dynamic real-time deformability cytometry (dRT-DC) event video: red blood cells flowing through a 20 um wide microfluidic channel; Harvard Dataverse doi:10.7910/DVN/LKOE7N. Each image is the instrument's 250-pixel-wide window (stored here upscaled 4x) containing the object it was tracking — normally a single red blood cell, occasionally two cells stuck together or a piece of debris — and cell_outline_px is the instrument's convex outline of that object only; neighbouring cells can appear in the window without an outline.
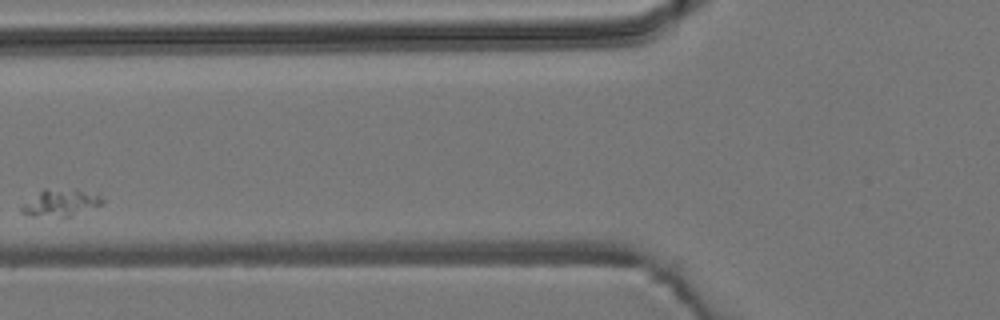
{"species": "common noctule bat (a hibernating species)", "species_latin": "Nyctalus noctula", "temperature_condition": "room temperature", "stored_images_in_passage": 13, "segment_of_instrument_passage": [2, 2], "camera_frame_rate_fps": 3000, "um_per_image_px": 0.085, "animal": {"sex": "male", "body_mass_g": 19.2, "forearm_length_mm": 51.8}, "frame": {"image": 1, "passage_image": 7, "time_ms": 7.0, "image_size_px": [1000, 320], "cell_outline_px": [[104, 200], [100, 204], [72, 216], [32, 216], [20, 212], [20, 208], [24, 204], [44, 188], [76, 188], [100, 196]], "centroid_in_image_um": [5.14, 17.21], "position_along_channel_um": 120.7, "area_um2": 12.54}}
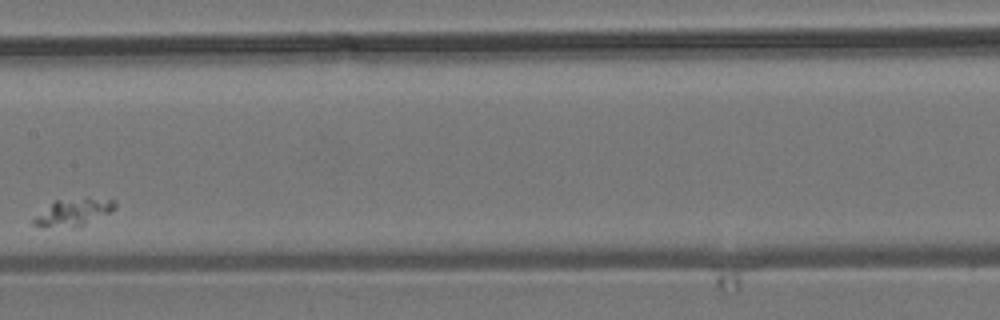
{"frame": {"image": 2, "passage_image": 9, "time_ms": 9.333, "image_size_px": [1000, 320], "cell_outline_px": [[116, 204], [112, 212], [76, 228], [44, 228], [32, 224], [32, 220], [36, 216], [56, 200], [84, 196], [116, 200]], "centroid_in_image_um": [6.27, 18.04], "position_along_channel_um": 201.1, "area_um2": 13.35}}
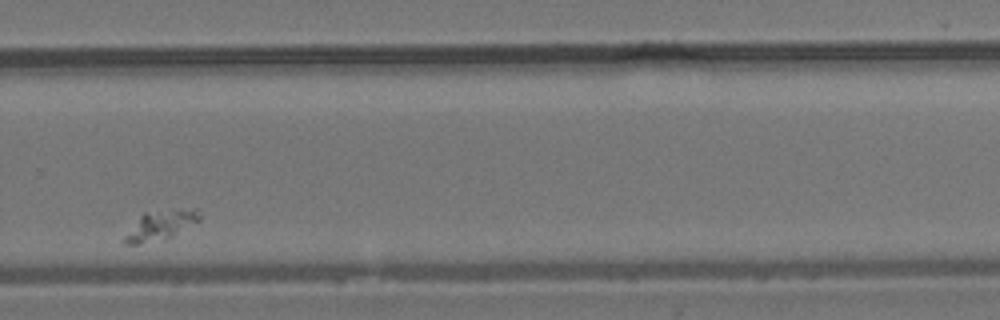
{"frame": {"image": 3, "passage_image": 12, "time_ms": 12.667, "image_size_px": [1000, 320], "cell_outline_px": [[200, 220], [172, 236], [164, 240], [140, 244], [124, 244], [124, 236], [140, 216], [144, 212], [192, 208], [196, 208], [200, 216]], "centroid_in_image_um": [13.64, 19.15], "position_along_channel_um": 316.2, "area_um2": 12.77}}